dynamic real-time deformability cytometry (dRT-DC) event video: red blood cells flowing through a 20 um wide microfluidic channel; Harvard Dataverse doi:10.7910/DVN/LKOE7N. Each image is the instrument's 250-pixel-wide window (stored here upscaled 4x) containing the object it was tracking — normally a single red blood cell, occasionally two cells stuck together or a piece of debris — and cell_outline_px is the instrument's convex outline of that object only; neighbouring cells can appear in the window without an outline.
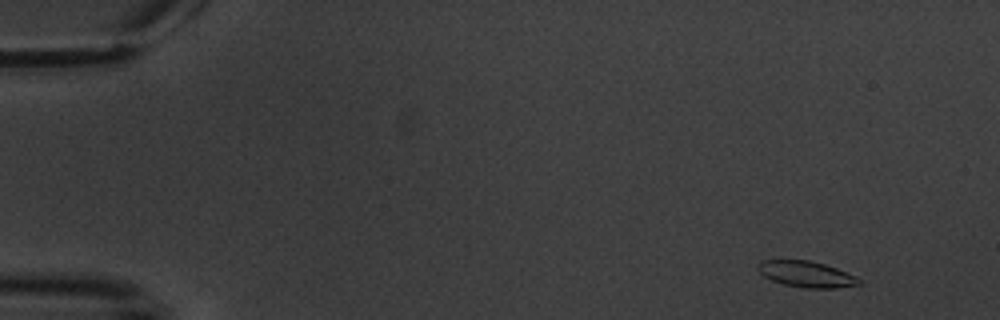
{"species": "common noctule bat (a hibernating species)", "species_latin": "Nyctalus noctula", "temperature_condition": "warm", "stored_images_in_passage": 4, "camera_frame_rate_fps": 3000, "um_per_image_px": 0.085, "animal": {"sex": "male", "body_mass_g": 20.1, "forearm_length_mm": 53.5}, "frame": {"image": 1, "passage_image": 1, "time_ms": 0.0, "image_size_px": [1000, 320], "cell_outline_px": [[860, 284], [836, 288], [808, 288], [784, 284], [772, 280], [764, 276], [756, 268], [756, 264], [760, 260], [808, 260], [824, 264], [836, 268], [856, 276], [860, 280]], "centroid_in_image_um": [68.51, 23.29], "position_along_channel_um": 16.5, "area_um2": 15.26}}
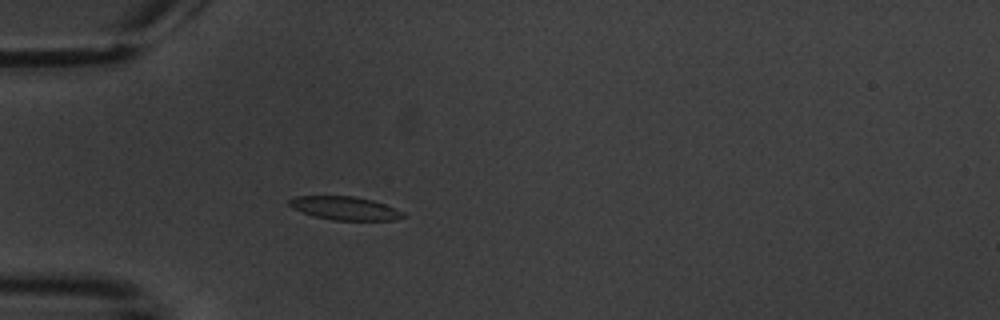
{"frame": {"image": 2, "passage_image": 4, "time_ms": 4.333, "image_size_px": [1000, 320], "cell_outline_px": [[408, 216], [396, 220], [332, 220], [316, 216], [292, 208], [288, 204], [288, 200], [296, 196], [352, 196], [372, 200], [396, 208], [404, 212]], "centroid_in_image_um": [29.36, 17.7], "position_along_channel_um": 55.6, "area_um2": 15.49}}